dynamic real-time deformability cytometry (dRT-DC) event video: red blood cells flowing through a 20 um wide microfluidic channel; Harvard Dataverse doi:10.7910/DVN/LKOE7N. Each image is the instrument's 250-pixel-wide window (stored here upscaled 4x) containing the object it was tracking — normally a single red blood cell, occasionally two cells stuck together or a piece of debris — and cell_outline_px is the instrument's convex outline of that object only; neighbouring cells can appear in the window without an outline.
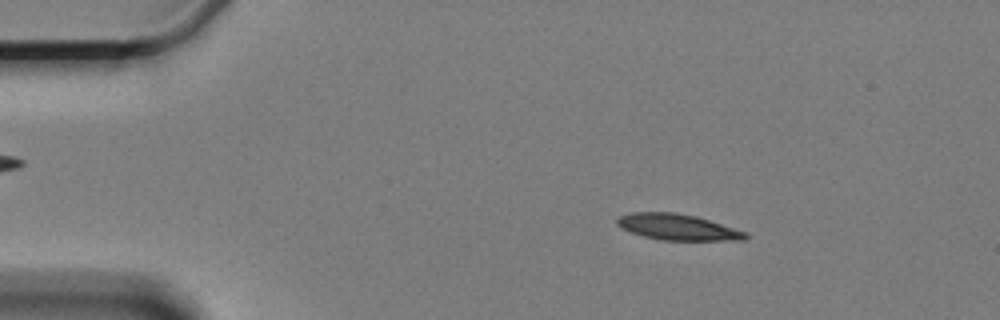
{"species": "Egyptian fruit bat (a non-hibernating species)", "species_latin": "Rousettus aegyptiacus", "temperature_condition": "cold", "stored_images_in_passage": 11, "camera_frame_rate_fps": 3000, "um_per_image_px": 0.085, "animal": {"sex": "female"}, "frame": {"image": 1, "passage_image": 4, "time_ms": 1.0, "image_size_px": [1000, 320], "cell_outline_px": [[752, 236], [748, 240], [660, 240], [644, 236], [620, 228], [616, 224], [616, 220], [620, 216], [632, 212], [676, 212], [696, 216], [748, 232]], "centroid_in_image_um": [57.65, 19.3], "position_along_channel_um": 27.3, "area_um2": 19.65}}